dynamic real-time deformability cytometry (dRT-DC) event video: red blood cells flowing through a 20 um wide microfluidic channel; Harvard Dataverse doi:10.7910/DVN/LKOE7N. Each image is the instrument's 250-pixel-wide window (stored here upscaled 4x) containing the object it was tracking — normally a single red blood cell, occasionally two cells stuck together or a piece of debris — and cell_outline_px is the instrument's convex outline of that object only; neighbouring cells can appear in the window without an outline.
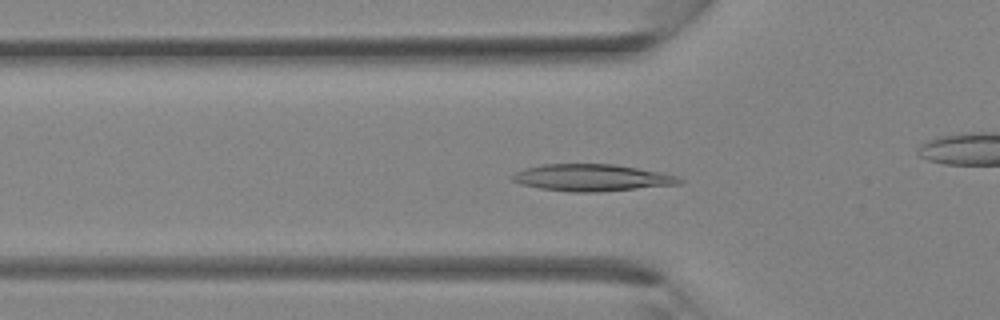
{"species": "Egyptian fruit bat (a non-hibernating species)", "species_latin": "Rousettus aegyptiacus", "temperature_condition": "room temperature", "stored_images_in_passage": 35, "camera_frame_rate_fps": 3000, "um_per_image_px": 0.085, "animal": {"sex": "female"}, "frame": {"image": 1, "passage_image": 11, "time_ms": 3.333, "image_size_px": [1000, 320], "cell_outline_px": [[684, 180], [680, 184], [600, 192], [572, 192], [540, 188], [520, 184], [512, 180], [508, 176], [524, 168], [544, 164], [616, 164], [664, 172], [676, 176]], "centroid_in_image_um": [50.31, 15.1], "position_along_channel_um": 75.5, "area_um2": 26.41}}
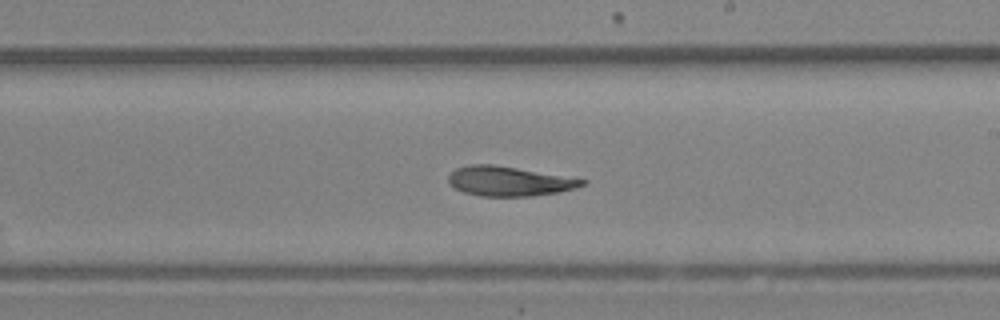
{"frame": {"image": 2, "passage_image": 20, "time_ms": 6.333, "image_size_px": [1000, 320], "cell_outline_px": [[588, 180], [584, 184], [576, 188], [560, 192], [532, 196], [480, 196], [464, 192], [452, 188], [448, 184], [448, 176], [456, 168], [472, 164], [492, 164]], "centroid_in_image_um": [43.23, 15.41], "position_along_channel_um": 245.8, "area_um2": 23.0}}
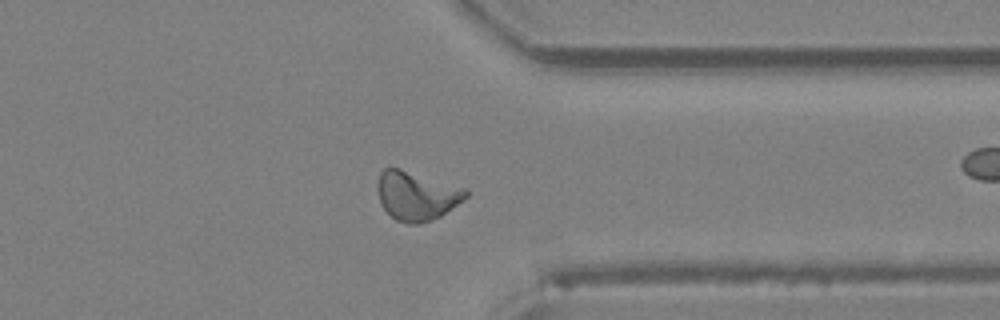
{"frame": {"image": 3, "passage_image": 27, "time_ms": 8.667, "image_size_px": [1000, 320], "cell_outline_px": [[468, 196], [440, 216], [432, 220], [420, 224], [408, 224], [396, 220], [380, 204], [376, 188], [380, 172], [384, 168], [400, 168], [468, 188]], "centroid_in_image_um": [35.4, 16.63], "position_along_channel_um": 376.0, "area_um2": 25.37}}